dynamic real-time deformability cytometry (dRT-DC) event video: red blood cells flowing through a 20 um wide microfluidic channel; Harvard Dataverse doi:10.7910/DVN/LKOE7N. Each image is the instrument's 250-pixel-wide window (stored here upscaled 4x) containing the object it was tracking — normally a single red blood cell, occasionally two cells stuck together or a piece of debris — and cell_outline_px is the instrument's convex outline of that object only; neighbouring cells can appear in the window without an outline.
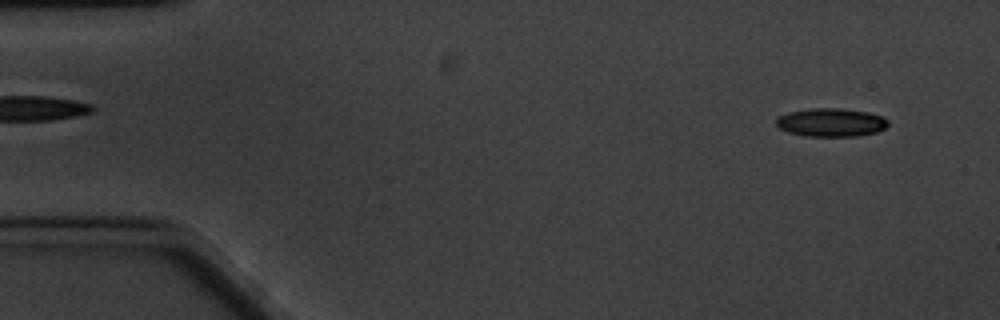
{"species": "common noctule bat (a hibernating species)", "species_latin": "Nyctalus noctula", "temperature_condition": "cold", "stored_images_in_passage": 60, "camera_frame_rate_fps": 3000, "um_per_image_px": 0.085, "animal": {"sex": "male", "body_mass_g": 20.1, "forearm_length_mm": 53.5}, "frame": {"image": 1, "passage_image": 4, "time_ms": 1.0, "image_size_px": [1000, 320], "cell_outline_px": [[888, 124], [884, 128], [876, 132], [856, 136], [804, 136], [788, 132], [780, 128], [776, 124], [776, 120], [780, 116], [788, 112], [812, 108], [840, 108], [868, 112], [880, 116], [888, 120]], "centroid_in_image_um": [70.63, 10.4], "position_along_channel_um": 14.4, "area_um2": 18.38}}
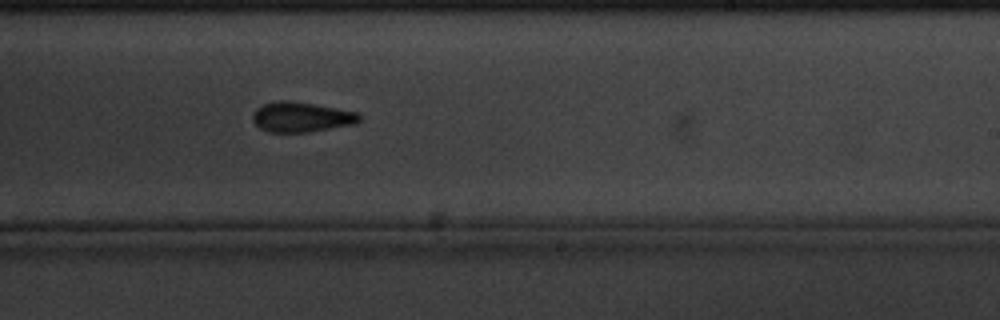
{"frame": {"image": 2, "passage_image": 36, "time_ms": 11.667, "image_size_px": [1000, 320], "cell_outline_px": [[360, 120], [356, 124], [308, 132], [268, 132], [260, 128], [252, 120], [252, 116], [256, 108], [264, 104], [280, 100], [288, 100], [360, 112]], "centroid_in_image_um": [25.62, 9.95], "position_along_channel_um": 263.4, "area_um2": 18.67}}
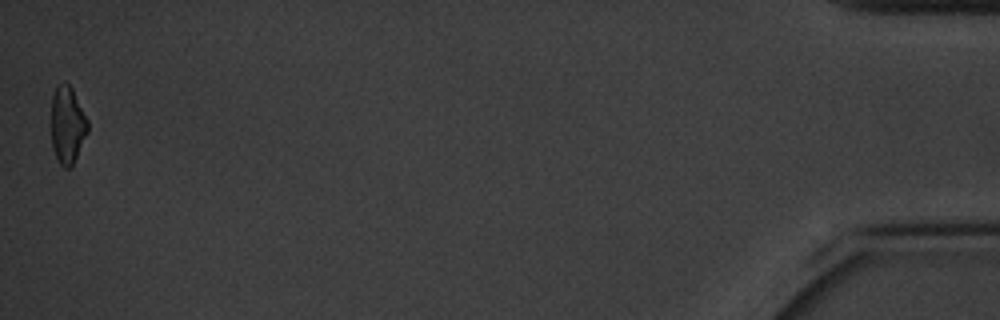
{"frame": {"image": 3, "passage_image": 60, "time_ms": 19.667, "image_size_px": [1000, 320], "cell_outline_px": [[88, 132], [72, 168], [64, 168], [60, 164], [52, 148], [48, 124], [52, 96], [56, 84], [64, 80], [72, 88], [88, 120]], "centroid_in_image_um": [5.67, 10.61], "position_along_channel_um": 429.5, "area_um2": 17.4}, "authors_computed_cell_mechanics": {"area_um2": 18.4382, "velocity_mm_per_s": 3.264, "shape_relaxation_time_tau1_ms": 4.3129, "shape_relaxation_time_tau2_ms": 11.2301, "deformation_change_tau1": 0.0857, "deformation_change_tau2": 0.1973}}